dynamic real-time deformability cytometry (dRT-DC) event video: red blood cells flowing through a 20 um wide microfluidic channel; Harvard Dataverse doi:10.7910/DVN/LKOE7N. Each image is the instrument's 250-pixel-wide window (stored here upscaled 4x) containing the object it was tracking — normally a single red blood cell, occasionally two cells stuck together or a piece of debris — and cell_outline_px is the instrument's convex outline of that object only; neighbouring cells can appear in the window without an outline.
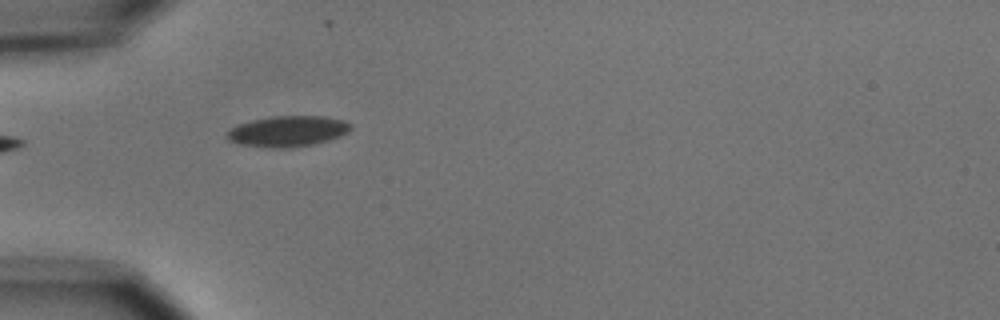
{"species": "common noctule bat (a hibernating species)", "species_latin": "Nyctalus noctula", "temperature_condition": "cold", "stored_images_in_passage": 10, "camera_frame_rate_fps": 3000, "um_per_image_px": 0.085, "animal": {"sex": "male", "body_mass_g": 15.6}, "frame": {"image": 1, "passage_image": 5, "time_ms": 5.333, "image_size_px": [1000, 320], "cell_outline_px": [[352, 128], [348, 132], [340, 136], [328, 140], [312, 144], [288, 148], [268, 148], [240, 144], [228, 140], [228, 132], [232, 128], [240, 124], [252, 120], [272, 116], [324, 116], [344, 120], [352, 124]], "centroid_in_image_um": [24.5, 11.15], "position_along_channel_um": 60.5, "area_um2": 22.08}}
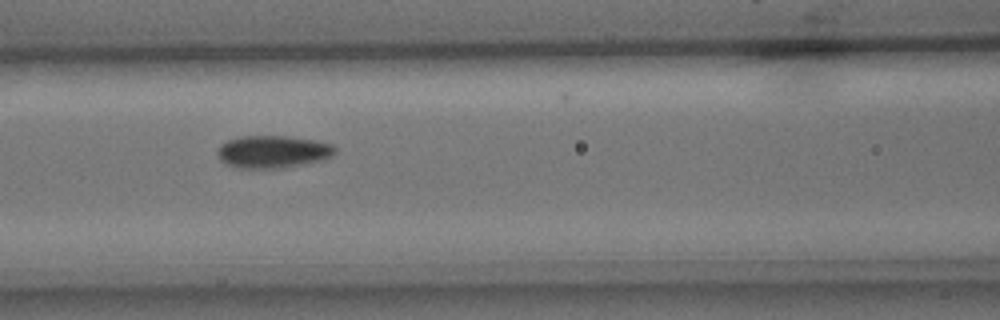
{"frame": {"image": 2, "passage_image": 7, "time_ms": 7.667, "image_size_px": [1000, 320], "cell_outline_px": [[336, 152], [332, 156], [320, 160], [280, 168], [240, 168], [224, 164], [220, 160], [216, 152], [220, 144], [228, 140], [240, 136], [284, 136], [312, 140], [332, 144], [336, 148]], "centroid_in_image_um": [23.13, 12.89], "position_along_channel_um": 143.5, "area_um2": 22.14}}
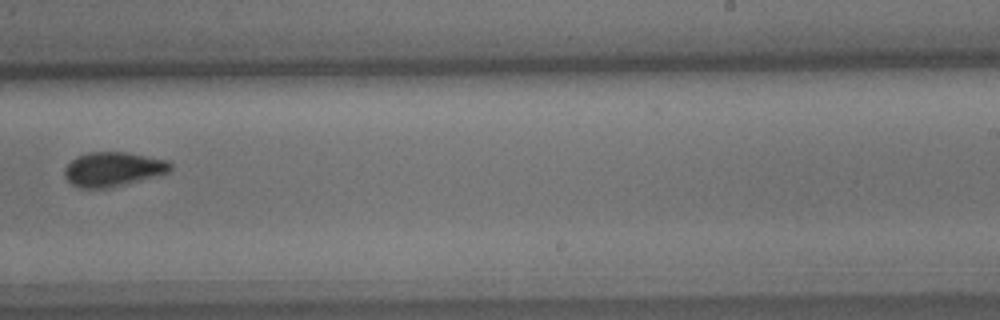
{"frame": {"image": 3, "passage_image": 10, "time_ms": 11.333, "image_size_px": [1000, 320], "cell_outline_px": [[172, 168], [164, 176], [104, 188], [80, 188], [72, 184], [64, 176], [64, 168], [76, 156], [88, 152], [124, 152], [168, 160], [172, 164]], "centroid_in_image_um": [9.65, 14.38], "position_along_channel_um": 279.4, "area_um2": 21.39}}